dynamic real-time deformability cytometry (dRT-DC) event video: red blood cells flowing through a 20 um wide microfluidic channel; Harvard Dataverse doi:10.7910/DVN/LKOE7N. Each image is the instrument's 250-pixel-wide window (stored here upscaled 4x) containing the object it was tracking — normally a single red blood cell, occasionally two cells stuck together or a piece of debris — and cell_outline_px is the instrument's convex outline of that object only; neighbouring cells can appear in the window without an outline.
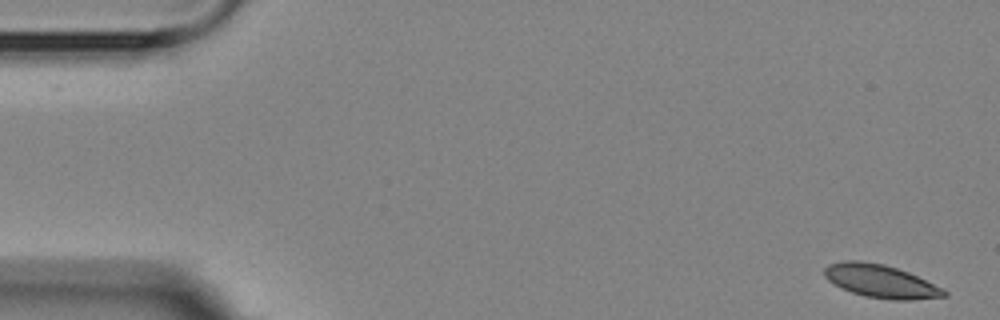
{"species": "Egyptian fruit bat (a non-hibernating species)", "species_latin": "Rousettus aegyptiacus", "temperature_condition": "room temperature", "stored_images_in_passage": 6, "camera_frame_rate_fps": 3000, "um_per_image_px": 0.085, "animal": {"sex": "female"}, "frame": {"image": 1, "passage_image": 1, "time_ms": 0.0, "image_size_px": [1000, 320], "cell_outline_px": [[948, 296], [912, 300], [892, 300], [864, 296], [840, 288], [828, 280], [824, 276], [824, 268], [828, 264], [844, 260], [860, 260], [884, 264], [908, 272], [944, 288], [948, 292]], "centroid_in_image_um": [74.86, 23.9], "position_along_channel_um": 10.1, "area_um2": 23.29}}